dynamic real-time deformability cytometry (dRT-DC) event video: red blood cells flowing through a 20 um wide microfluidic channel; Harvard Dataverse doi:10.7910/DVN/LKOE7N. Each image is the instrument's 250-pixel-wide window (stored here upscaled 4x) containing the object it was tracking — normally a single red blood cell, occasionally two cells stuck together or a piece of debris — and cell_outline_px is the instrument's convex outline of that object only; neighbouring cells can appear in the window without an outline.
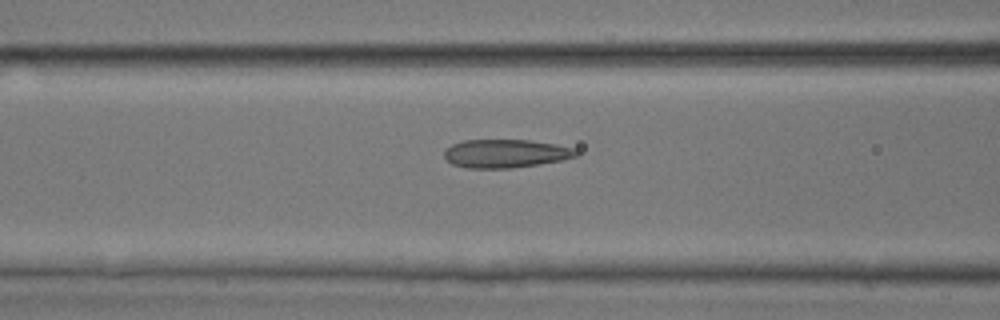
{"species": "common noctule bat (a hibernating species)", "species_latin": "Nyctalus noctula", "temperature_condition": "room temperature", "stored_images_in_passage": 32, "camera_frame_rate_fps": 3000, "um_per_image_px": 0.085, "animal": {"sex": "male", "body_mass_g": 17.9, "forearm_length_mm": 54.2}, "frame": {"image": 1, "passage_image": 5, "time_ms": 1.333, "image_size_px": [1000, 320], "cell_outline_px": [[580, 152], [576, 156], [564, 160], [540, 164], [512, 168], [468, 168], [452, 164], [444, 156], [444, 152], [452, 144], [464, 140], [528, 140], [556, 144], [576, 148]], "centroid_in_image_um": [43.03, 13.05], "position_along_channel_um": 123.6, "area_um2": 21.91}}
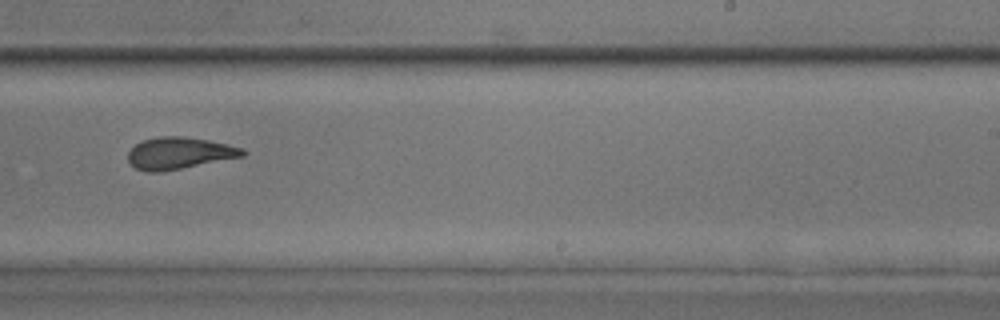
{"frame": {"image": 2, "passage_image": 15, "time_ms": 4.667, "image_size_px": [1000, 320], "cell_outline_px": [[248, 152], [244, 156], [160, 172], [148, 172], [136, 168], [128, 160], [128, 152], [140, 140], [160, 136], [184, 136], [208, 140], [228, 144], [244, 148]], "centroid_in_image_um": [15.25, 13.0], "position_along_channel_um": 273.7, "area_um2": 21.27}}
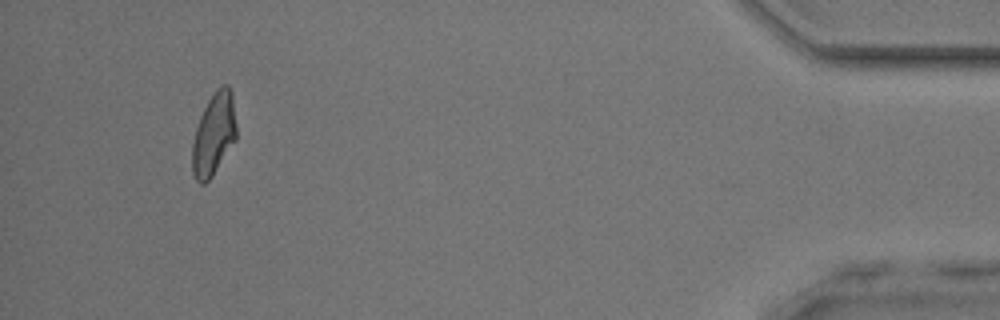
{"frame": {"image": 3, "passage_image": 29, "time_ms": 9.333, "image_size_px": [1000, 320], "cell_outline_px": [[236, 140], [212, 176], [204, 184], [200, 184], [196, 180], [192, 172], [192, 144], [196, 128], [200, 116], [208, 100], [216, 88], [220, 84], [228, 84], [232, 92], [236, 124]], "centroid_in_image_um": [18.18, 11.39], "position_along_channel_um": 417.0, "area_um2": 21.33}}